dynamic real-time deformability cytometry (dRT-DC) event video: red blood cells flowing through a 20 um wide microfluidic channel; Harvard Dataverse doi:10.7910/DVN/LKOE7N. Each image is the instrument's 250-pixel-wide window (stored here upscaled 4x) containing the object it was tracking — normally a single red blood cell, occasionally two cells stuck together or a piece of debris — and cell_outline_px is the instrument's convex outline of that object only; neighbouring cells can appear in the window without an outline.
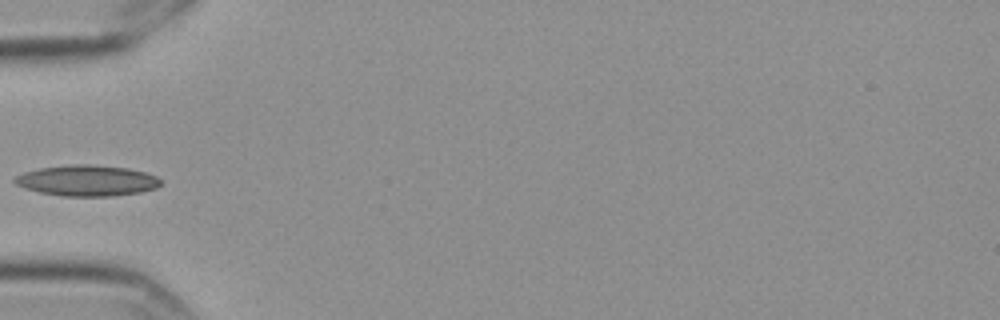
{"species": "Egyptian fruit bat (a non-hibernating species)", "species_latin": "Rousettus aegyptiacus", "temperature_condition": "cold", "stored_images_in_passage": 39, "camera_frame_rate_fps": 3000, "um_per_image_px": 0.085, "frame": {"image": 1, "passage_image": 1, "time_ms": 0.0, "image_size_px": [1000, 320], "cell_outline_px": [[160, 184], [156, 188], [140, 192], [112, 196], [60, 196], [40, 192], [24, 188], [16, 184], [12, 180], [16, 176], [24, 172], [40, 168], [72, 164], [88, 164], [128, 168], [144, 172], [156, 176], [160, 180]], "centroid_in_image_um": [7.37, 15.35], "position_along_channel_um": 77.6, "area_um2": 26.18}}
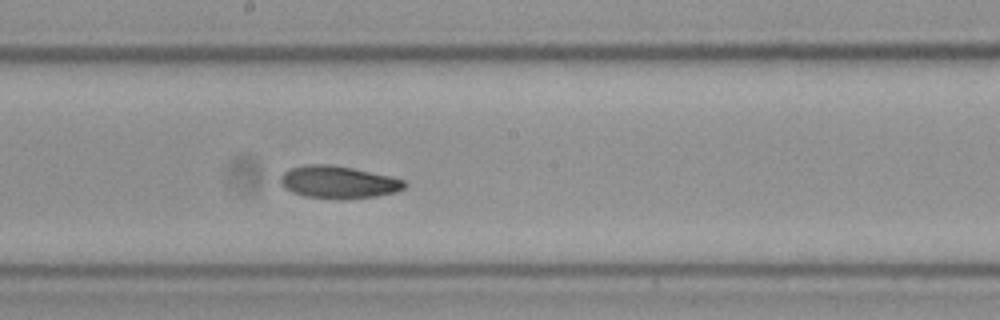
{"frame": {"image": 2, "passage_image": 13, "time_ms": 4.0, "image_size_px": [1000, 320], "cell_outline_px": [[408, 184], [404, 188], [396, 192], [376, 196], [304, 196], [292, 192], [284, 188], [280, 184], [280, 176], [284, 172], [292, 168], [308, 164], [332, 164], [352, 168], [388, 176], [404, 180]], "centroid_in_image_um": [28.73, 15.43], "position_along_channel_um": 219.5, "area_um2": 22.48}}
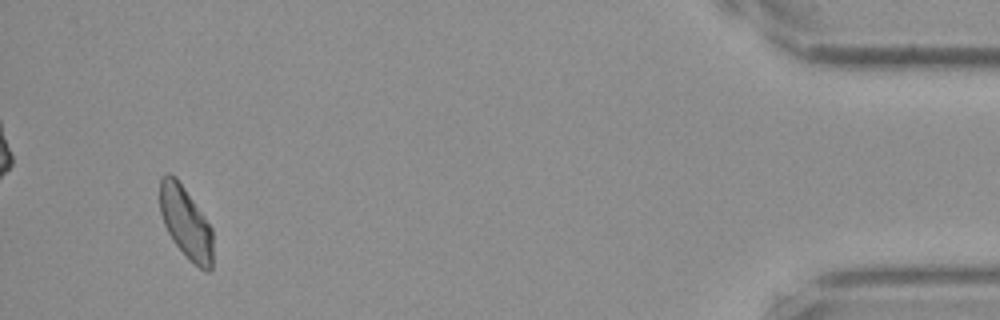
{"frame": {"image": 3, "passage_image": 36, "time_ms": 11.667, "image_size_px": [1000, 320], "cell_outline_px": [[212, 268], [208, 272], [200, 268], [188, 260], [172, 240], [164, 224], [160, 212], [160, 180], [168, 172], [176, 176], [204, 216], [212, 228]], "centroid_in_image_um": [15.79, 18.94], "position_along_channel_um": 419.4, "area_um2": 22.2}}